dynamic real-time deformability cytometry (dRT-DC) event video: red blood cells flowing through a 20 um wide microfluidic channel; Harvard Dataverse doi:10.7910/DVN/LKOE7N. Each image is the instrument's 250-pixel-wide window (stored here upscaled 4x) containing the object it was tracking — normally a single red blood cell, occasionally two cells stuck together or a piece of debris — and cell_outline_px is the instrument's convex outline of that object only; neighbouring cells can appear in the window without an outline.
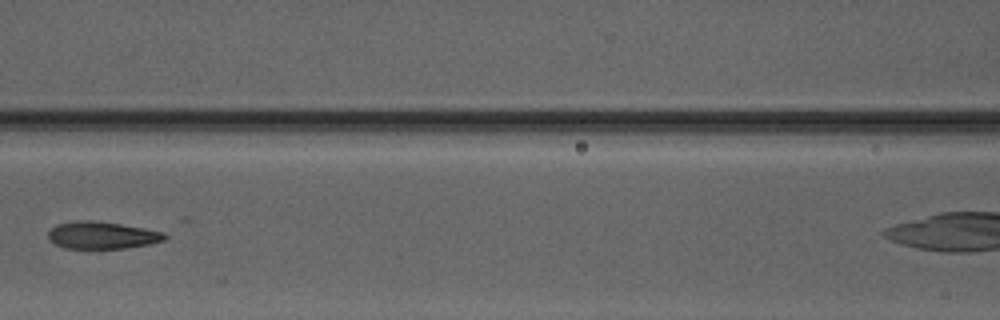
{"species": "Egyptian fruit bat (a non-hibernating species)", "species_latin": "Rousettus aegyptiacus", "temperature_condition": "warm", "stored_images_in_passage": 7, "segment_of_instrument_passage": [1, 2], "camera_frame_rate_fps": 3000, "um_per_image_px": 0.085, "animal": {"sex": "male"}, "frame": {"image": 1, "passage_image": 6, "time_ms": 6.0, "image_size_px": [1000, 320], "cell_outline_px": [[168, 236], [164, 240], [152, 244], [124, 248], [64, 248], [48, 240], [48, 232], [56, 224], [76, 220], [96, 220], [144, 228], [164, 232]], "centroid_in_image_um": [8.67, 19.99], "position_along_channel_um": 157.9, "area_um2": 18.61}}